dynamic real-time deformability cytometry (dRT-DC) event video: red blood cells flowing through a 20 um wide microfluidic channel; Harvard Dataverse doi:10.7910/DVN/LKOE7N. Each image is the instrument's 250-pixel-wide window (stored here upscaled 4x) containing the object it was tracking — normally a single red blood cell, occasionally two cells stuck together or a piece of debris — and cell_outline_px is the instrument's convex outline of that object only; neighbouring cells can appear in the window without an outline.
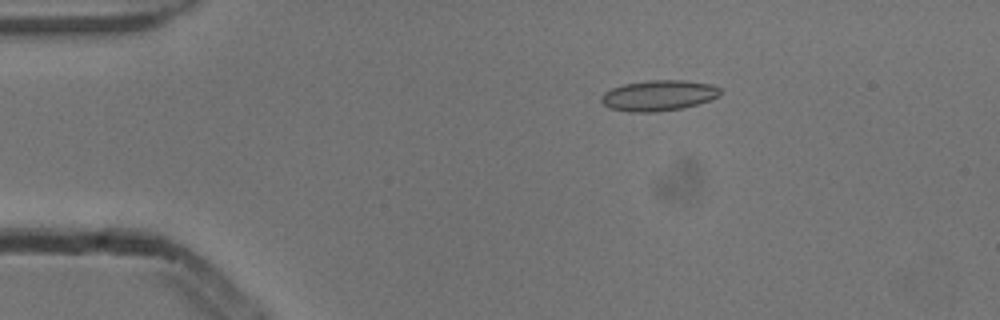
{"species": "common noctule bat (a hibernating species)", "species_latin": "Nyctalus noctula", "temperature_condition": "cold", "stored_images_in_passage": 47, "camera_frame_rate_fps": 3000, "um_per_image_px": 0.085, "animal": {"sex": "male", "body_mass_g": 13.3}, "frame": {"image": 1, "passage_image": 4, "time_ms": 1.0, "image_size_px": [1000, 320], "cell_outline_px": [[720, 96], [684, 108], [656, 112], [628, 112], [608, 108], [600, 100], [600, 96], [604, 92], [612, 88], [624, 84], [648, 80], [684, 80], [712, 84], [720, 88]], "centroid_in_image_um": [55.96, 8.12], "position_along_channel_um": 29.0, "area_um2": 21.39}}
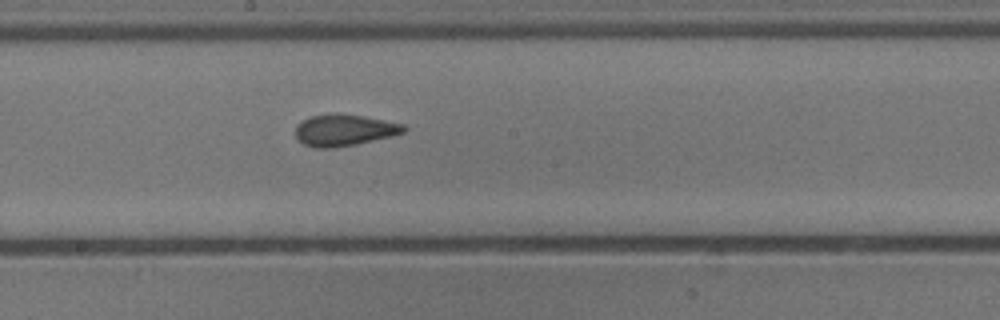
{"frame": {"image": 2, "passage_image": 23, "time_ms": 7.333, "image_size_px": [1000, 320], "cell_outline_px": [[408, 128], [404, 132], [392, 136], [356, 144], [328, 148], [316, 148], [304, 144], [296, 136], [296, 124], [300, 120], [312, 116], [364, 116], [404, 124]], "centroid_in_image_um": [29.28, 11.09], "position_along_channel_um": 218.9, "area_um2": 19.25}}
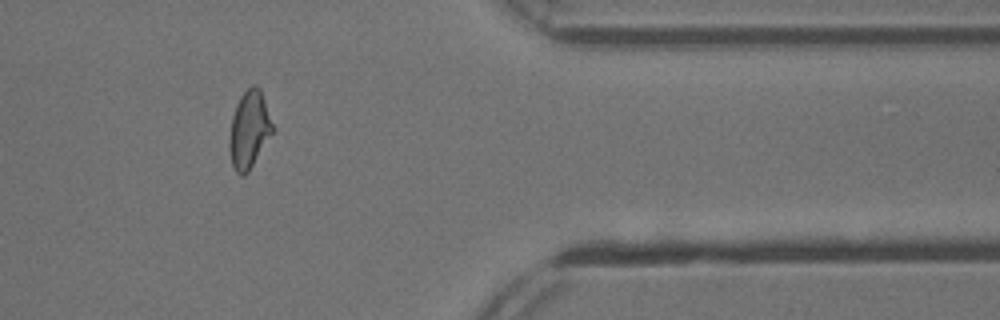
{"frame": {"image": 3, "passage_image": 38, "time_ms": 12.333, "image_size_px": [1000, 320], "cell_outline_px": [[276, 128], [248, 172], [244, 176], [240, 176], [236, 172], [232, 164], [228, 148], [228, 140], [232, 116], [236, 104], [240, 96], [252, 84], [256, 84], [260, 88]], "centroid_in_image_um": [21.19, 11.01], "position_along_channel_um": 390.2, "area_um2": 19.88}, "authors_computed_cell_mechanics": {"area_um2": 19.7098, "velocity_mm_per_s": 3.883, "shape_relaxation_time_tau1_ms": null, "shape_relaxation_time_tau2_ms": 1.4784, "deformation_change_tau1": null, "deformation_change_tau2": 0.0729}}